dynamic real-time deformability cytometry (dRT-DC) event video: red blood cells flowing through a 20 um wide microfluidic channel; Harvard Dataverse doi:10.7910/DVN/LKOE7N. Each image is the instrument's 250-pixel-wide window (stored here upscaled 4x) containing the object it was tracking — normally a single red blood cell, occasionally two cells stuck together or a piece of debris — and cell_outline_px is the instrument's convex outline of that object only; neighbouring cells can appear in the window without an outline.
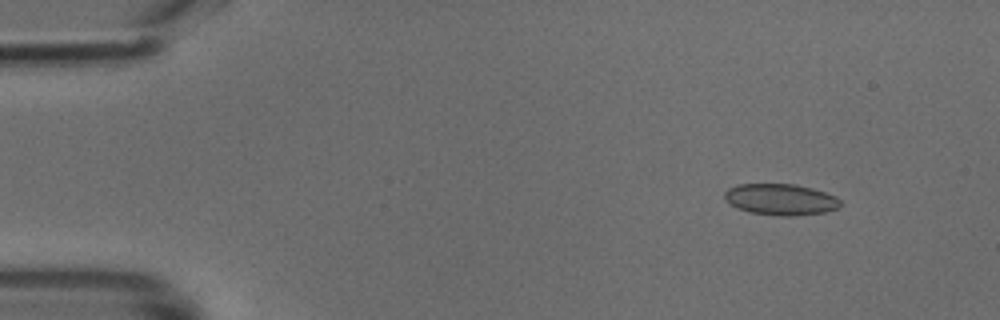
{"species": "common noctule bat (a hibernating species)", "species_latin": "Nyctalus noctula", "temperature_condition": "cold", "stored_images_in_passage": 48, "camera_frame_rate_fps": 3000, "um_per_image_px": 0.085, "animal": {"sex": "male", "body_mass_g": 18.8}, "frame": {"image": 1, "passage_image": 5, "time_ms": 1.333, "image_size_px": [1000, 320], "cell_outline_px": [[840, 208], [824, 212], [792, 216], [780, 216], [748, 212], [724, 200], [724, 192], [728, 188], [736, 184], [796, 184], [812, 188], [836, 196], [840, 200]], "centroid_in_image_um": [66.35, 16.95], "position_along_channel_um": 18.6, "area_um2": 21.15}}
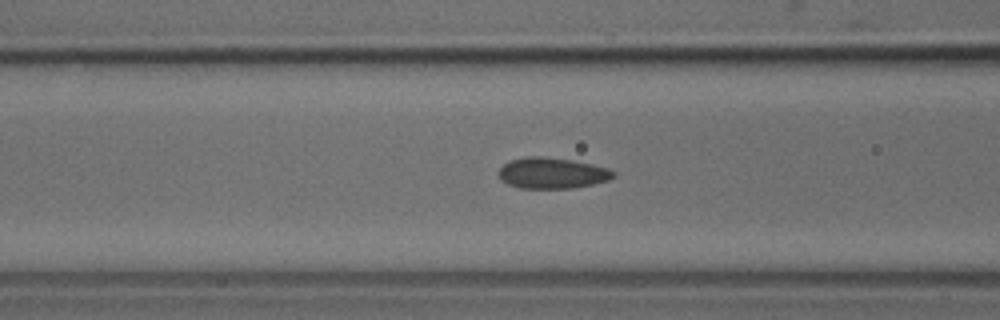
{"frame": {"image": 2, "passage_image": 19, "time_ms": 6.0, "image_size_px": [1000, 320], "cell_outline_px": [[616, 176], [608, 180], [592, 184], [572, 188], [520, 188], [508, 184], [500, 180], [496, 172], [508, 160], [524, 156], [540, 156], [572, 160], [592, 164], [608, 168], [616, 172]], "centroid_in_image_um": [46.89, 14.7], "position_along_channel_um": 119.7, "area_um2": 20.92}}
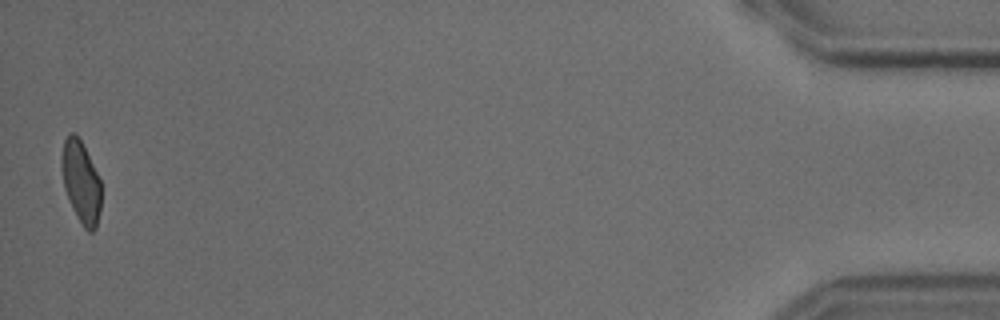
{"frame": {"image": 3, "passage_image": 48, "time_ms": 15.667, "image_size_px": [1000, 320], "cell_outline_px": [[100, 212], [96, 228], [92, 232], [88, 232], [84, 228], [76, 216], [68, 200], [64, 188], [60, 168], [60, 156], [64, 140], [68, 132], [76, 132], [100, 180]], "centroid_in_image_um": [6.84, 15.46], "position_along_channel_um": 428.4, "area_um2": 19.07}}